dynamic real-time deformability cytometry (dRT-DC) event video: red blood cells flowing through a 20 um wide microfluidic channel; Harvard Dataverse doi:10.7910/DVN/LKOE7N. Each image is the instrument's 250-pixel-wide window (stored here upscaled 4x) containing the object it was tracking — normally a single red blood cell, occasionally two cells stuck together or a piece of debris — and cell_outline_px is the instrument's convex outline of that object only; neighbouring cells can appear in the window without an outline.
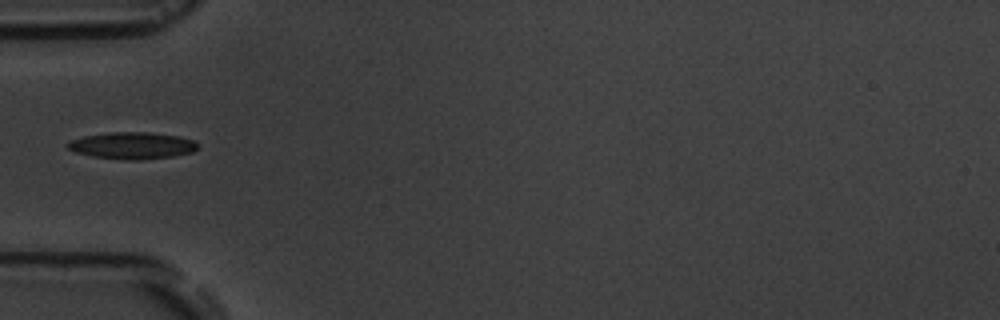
{"species": "common noctule bat (a hibernating species)", "species_latin": "Nyctalus noctula", "temperature_condition": "room temperature", "stored_images_in_passage": 1, "camera_frame_rate_fps": 3000, "um_per_image_px": 0.085, "animal": {"sex": "male", "body_mass_g": 19.5, "forearm_length_mm": 54.6}, "frame": {"image": 1, "passage_image": 1, "time_ms": 0.0, "image_size_px": [1000, 320], "cell_outline_px": [[196, 148], [192, 152], [172, 156], [140, 160], [124, 160], [92, 156], [76, 152], [68, 148], [64, 144], [68, 140], [84, 136], [108, 132], [148, 132], [176, 136], [196, 140]], "centroid_in_image_um": [11.18, 12.37], "position_along_channel_um": 73.8, "area_um2": 20.35}}